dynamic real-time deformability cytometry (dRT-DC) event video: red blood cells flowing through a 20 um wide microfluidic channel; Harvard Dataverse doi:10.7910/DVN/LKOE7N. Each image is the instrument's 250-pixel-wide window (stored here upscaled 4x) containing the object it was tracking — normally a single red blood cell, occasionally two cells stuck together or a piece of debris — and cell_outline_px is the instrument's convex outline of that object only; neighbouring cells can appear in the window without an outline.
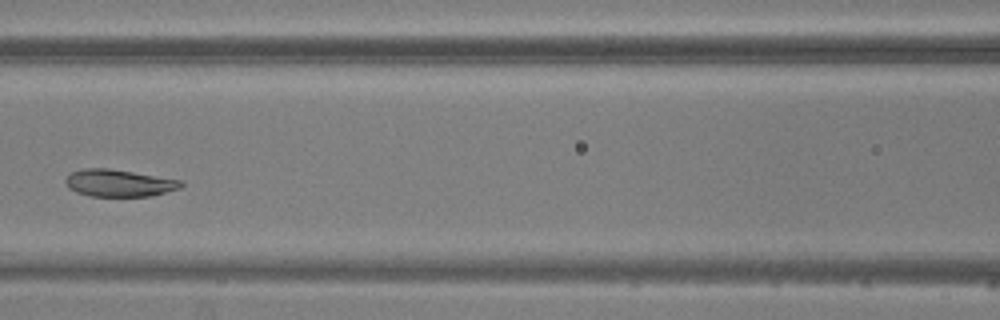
{"species": "common noctule bat (a hibernating species)", "species_latin": "Nyctalus noctula", "temperature_condition": "warm", "stored_images_in_passage": 5, "camera_frame_rate_fps": 3000, "um_per_image_px": 0.085, "animal": {"sex": "male", "body_mass_g": 20.5, "forearm_length_mm": 52.5}, "frame": {"image": 1, "passage_image": 5, "time_ms": 4.667, "image_size_px": [1000, 320], "cell_outline_px": [[184, 184], [180, 188], [152, 196], [88, 196], [76, 192], [68, 188], [64, 184], [64, 180], [72, 172], [84, 168], [108, 168], [184, 180]], "centroid_in_image_um": [10.12, 15.56], "position_along_channel_um": 156.5, "area_um2": 18.44}}